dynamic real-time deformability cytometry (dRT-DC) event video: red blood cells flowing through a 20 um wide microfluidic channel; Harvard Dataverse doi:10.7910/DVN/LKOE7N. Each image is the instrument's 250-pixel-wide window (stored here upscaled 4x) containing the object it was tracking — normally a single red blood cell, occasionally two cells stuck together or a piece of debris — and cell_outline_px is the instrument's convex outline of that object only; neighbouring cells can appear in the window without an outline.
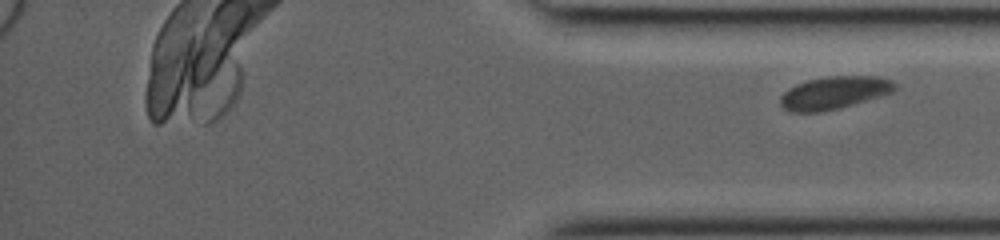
{"species": "common noctule bat (a hibernating species)", "species_latin": "Nyctalus noctula", "temperature_condition": "room temperature", "stored_images_in_passage": 29, "camera_frame_rate_fps": 3000, "um_per_image_px": 0.085, "animal": {"sex": "female", "body_mass_g": 19.0, "forearm_length_mm": 53.3}, "frame": {"image": 1, "passage_image": 29, "time_ms": 9.333, "image_size_px": [1000, 240], "cell_outline_px": [[896, 88], [892, 92], [880, 96], [840, 108], [820, 112], [788, 112], [780, 104], [780, 96], [788, 88], [796, 84], [808, 80], [828, 76], [876, 76], [892, 80], [896, 84]], "centroid_in_image_um": [70.88, 7.88], "position_along_channel_um": 364.3, "area_um2": 21.85}}